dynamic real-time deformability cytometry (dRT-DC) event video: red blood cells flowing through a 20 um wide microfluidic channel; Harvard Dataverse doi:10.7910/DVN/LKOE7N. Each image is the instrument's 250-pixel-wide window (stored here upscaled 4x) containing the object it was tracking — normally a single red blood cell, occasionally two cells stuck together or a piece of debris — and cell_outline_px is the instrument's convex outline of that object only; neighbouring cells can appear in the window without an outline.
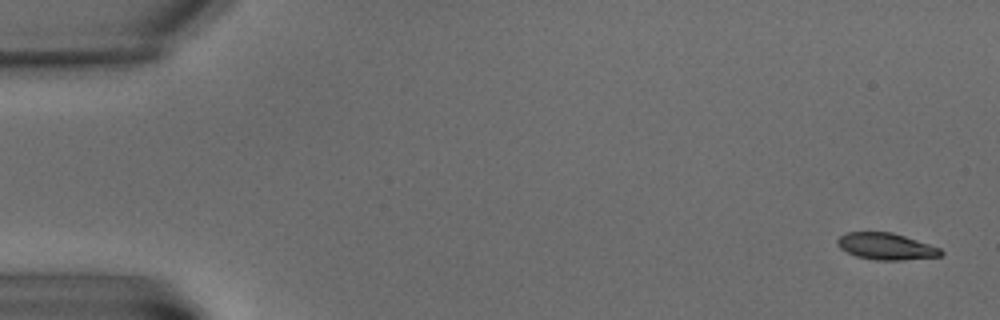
{"species": "common noctule bat (a hibernating species)", "species_latin": "Nyctalus noctula", "temperature_condition": "warm", "stored_images_in_passage": 4, "camera_frame_rate_fps": 3000, "um_per_image_px": 0.085, "animal": {"sex": "male", "body_mass_g": 15.6}, "frame": {"image": 1, "passage_image": 1, "time_ms": 0.0, "image_size_px": [1000, 320], "cell_outline_px": [[944, 252], [940, 256], [900, 260], [876, 260], [856, 256], [840, 248], [836, 244], [836, 240], [844, 232], [892, 232], [940, 248]], "centroid_in_image_um": [75.27, 20.93], "position_along_channel_um": 9.7, "area_um2": 15.95}}